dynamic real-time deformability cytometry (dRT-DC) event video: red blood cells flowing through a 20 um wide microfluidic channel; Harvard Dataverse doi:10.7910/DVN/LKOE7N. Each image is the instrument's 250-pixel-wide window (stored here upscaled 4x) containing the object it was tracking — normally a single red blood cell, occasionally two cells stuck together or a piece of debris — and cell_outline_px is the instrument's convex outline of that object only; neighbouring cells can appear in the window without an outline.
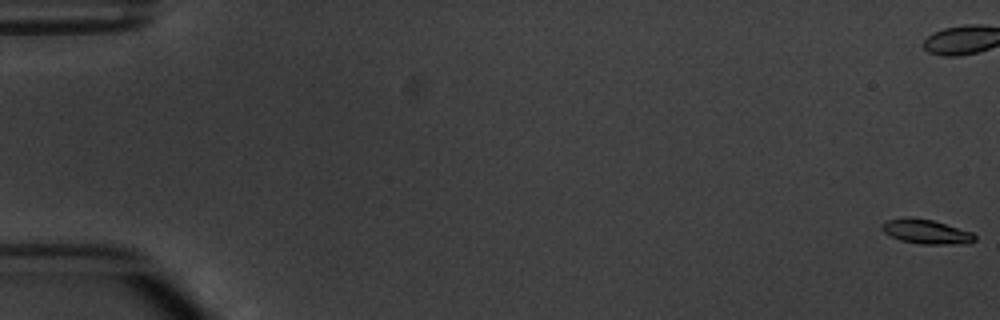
{"species": "common noctule bat (a hibernating species)", "species_latin": "Nyctalus noctula", "temperature_condition": "warm", "stored_images_in_passage": 5, "camera_frame_rate_fps": 3000, "um_per_image_px": 0.085, "animal": {"sex": "male", "body_mass_g": 20.1, "forearm_length_mm": 53.5}, "frame": {"image": 1, "passage_image": 1, "time_ms": 0.0, "image_size_px": [1000, 320], "cell_outline_px": [[976, 240], [968, 244], [920, 244], [900, 240], [884, 232], [880, 228], [880, 224], [884, 220], [904, 216], [912, 216], [932, 220], [972, 232], [976, 236]], "centroid_in_image_um": [78.68, 19.67], "position_along_channel_um": 6.3, "area_um2": 13.53}}